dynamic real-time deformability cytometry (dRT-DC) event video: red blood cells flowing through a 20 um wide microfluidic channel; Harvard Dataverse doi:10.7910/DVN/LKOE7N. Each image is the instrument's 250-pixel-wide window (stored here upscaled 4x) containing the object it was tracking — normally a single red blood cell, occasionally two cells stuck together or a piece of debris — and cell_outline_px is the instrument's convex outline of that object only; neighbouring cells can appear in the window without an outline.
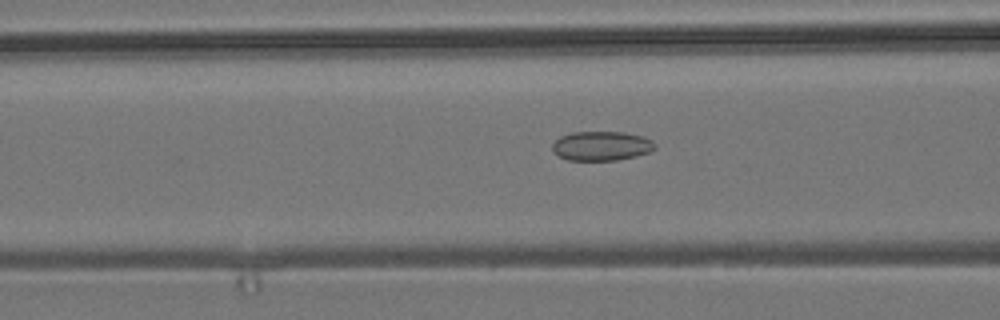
{"species": "common noctule bat (a hibernating species)", "species_latin": "Nyctalus noctula", "temperature_condition": "room temperature", "stored_images_in_passage": 19, "camera_frame_rate_fps": 3000, "um_per_image_px": 0.085, "animal": {"sex": "male", "body_mass_g": 19.2, "forearm_length_mm": 51.8}, "frame": {"image": 1, "passage_image": 6, "time_ms": 1.667, "image_size_px": [1000, 320], "cell_outline_px": [[656, 148], [648, 152], [636, 156], [616, 160], [568, 160], [552, 152], [552, 144], [560, 136], [572, 132], [624, 132], [644, 136], [652, 140], [656, 144]], "centroid_in_image_um": [51.13, 12.4], "position_along_channel_um": 115.5, "area_um2": 17.63}}
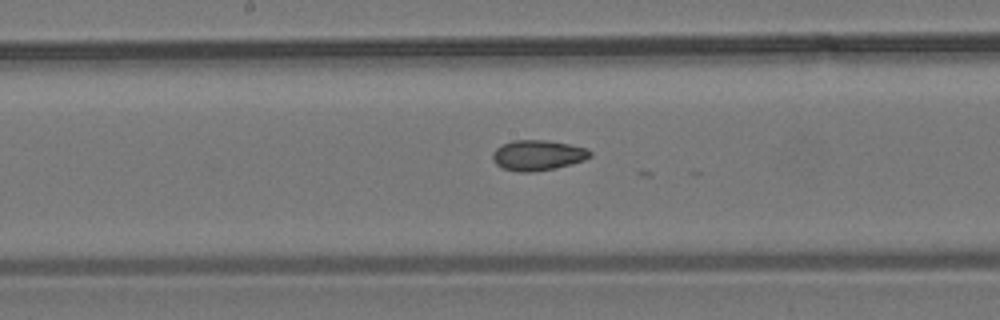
{"frame": {"image": 2, "passage_image": 13, "time_ms": 4.0, "image_size_px": [1000, 320], "cell_outline_px": [[592, 156], [584, 160], [572, 164], [552, 168], [528, 172], [520, 172], [504, 168], [496, 164], [492, 160], [492, 152], [496, 148], [512, 140], [544, 140], [568, 144], [588, 148], [592, 152]], "centroid_in_image_um": [45.72, 13.18], "position_along_channel_um": 202.5, "area_um2": 17.11}}
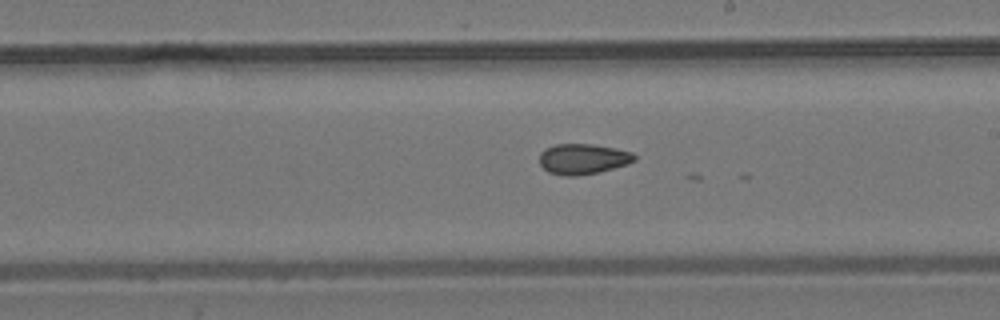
{"frame": {"image": 3, "passage_image": 16, "time_ms": 5.0, "image_size_px": [1000, 320], "cell_outline_px": [[636, 160], [628, 164], [600, 172], [576, 176], [564, 176], [548, 172], [540, 164], [540, 152], [544, 148], [556, 144], [592, 144], [616, 148], [632, 152], [636, 156]], "centroid_in_image_um": [49.56, 13.51], "position_along_channel_um": 239.4, "area_um2": 17.05}}